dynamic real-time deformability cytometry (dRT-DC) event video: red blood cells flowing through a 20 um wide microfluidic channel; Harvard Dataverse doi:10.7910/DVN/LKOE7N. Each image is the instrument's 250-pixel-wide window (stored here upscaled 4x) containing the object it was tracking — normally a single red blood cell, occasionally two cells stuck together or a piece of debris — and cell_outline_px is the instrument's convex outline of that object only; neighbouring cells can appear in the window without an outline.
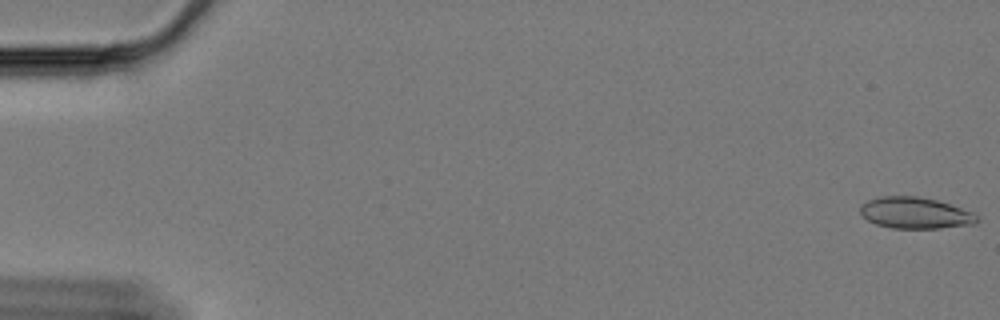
{"species": "Egyptian fruit bat (a non-hibernating species)", "species_latin": "Rousettus aegyptiacus", "temperature_condition": "cold", "stored_images_in_passage": 23, "camera_frame_rate_fps": 3000, "um_per_image_px": 0.085, "animal": {"sex": "female"}, "frame": {"image": 1, "passage_image": 1, "time_ms": 0.0, "image_size_px": [1000, 320], "cell_outline_px": [[980, 220], [976, 224], [940, 228], [892, 228], [876, 224], [868, 220], [860, 212], [860, 204], [868, 200], [880, 196], [916, 196], [936, 200], [972, 212], [980, 216]], "centroid_in_image_um": [77.81, 18.1], "position_along_channel_um": 7.2, "area_um2": 21.33}}
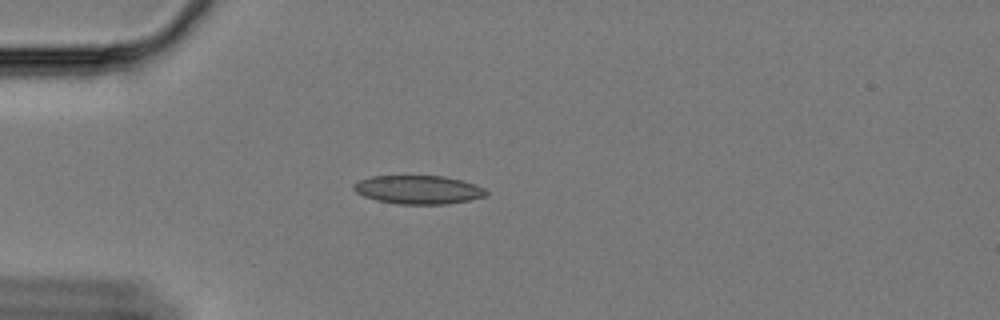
{"frame": {"image": 2, "passage_image": 17, "time_ms": 5.333, "image_size_px": [1000, 320], "cell_outline_px": [[488, 192], [484, 196], [468, 200], [448, 204], [396, 204], [376, 200], [364, 196], [356, 192], [352, 188], [352, 184], [360, 180], [372, 176], [444, 176], [460, 180], [484, 188]], "centroid_in_image_um": [35.51, 16.13], "position_along_channel_um": 49.5, "area_um2": 21.91}}